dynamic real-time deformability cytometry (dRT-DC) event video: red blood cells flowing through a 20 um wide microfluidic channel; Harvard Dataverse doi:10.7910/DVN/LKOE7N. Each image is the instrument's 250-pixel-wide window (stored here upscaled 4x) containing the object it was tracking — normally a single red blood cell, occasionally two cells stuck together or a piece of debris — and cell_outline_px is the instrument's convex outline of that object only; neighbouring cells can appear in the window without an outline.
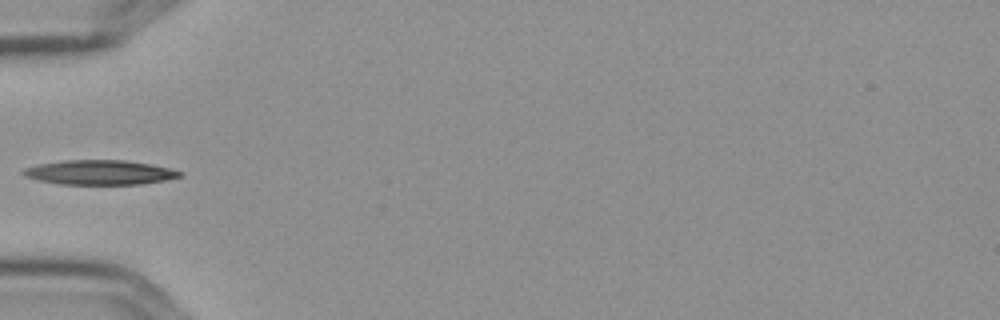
{"species": "Egyptian fruit bat (a non-hibernating species)", "species_latin": "Rousettus aegyptiacus", "temperature_condition": "cold", "stored_images_in_passage": 4, "camera_frame_rate_fps": 3000, "um_per_image_px": 0.085, "frame": {"image": 1, "passage_image": 4, "time_ms": 1.0, "image_size_px": [1000, 320], "cell_outline_px": [[184, 176], [168, 180], [140, 184], [60, 184], [40, 180], [24, 176], [20, 172], [24, 168], [40, 164], [64, 160], [124, 160], [148, 164], [168, 168], [184, 172]], "centroid_in_image_um": [8.5, 14.66], "position_along_channel_um": 76.5, "area_um2": 22.37}}